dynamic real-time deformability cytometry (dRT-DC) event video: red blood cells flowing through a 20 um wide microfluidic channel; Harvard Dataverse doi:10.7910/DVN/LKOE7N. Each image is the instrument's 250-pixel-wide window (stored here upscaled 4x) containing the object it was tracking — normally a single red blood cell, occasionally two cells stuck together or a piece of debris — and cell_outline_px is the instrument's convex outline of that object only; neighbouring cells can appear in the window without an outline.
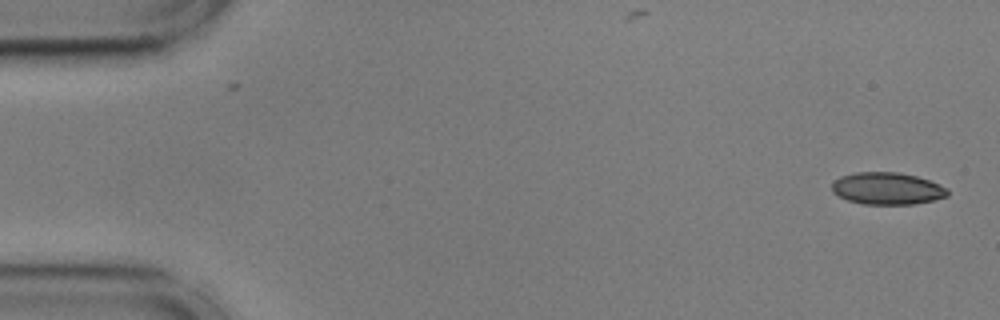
{"species": "common noctule bat (a hibernating species)", "species_latin": "Nyctalus noctula", "temperature_condition": "cold", "stored_images_in_passage": 54, "camera_frame_rate_fps": 3000, "um_per_image_px": 0.085, "animal": {"sex": "male", "body_mass_g": 17.9, "forearm_length_mm": 54.2}, "frame": {"image": 1, "passage_image": 1, "time_ms": 0.0, "image_size_px": [1000, 320], "cell_outline_px": [[948, 196], [932, 200], [912, 204], [860, 204], [848, 200], [832, 192], [832, 184], [840, 176], [856, 172], [896, 172], [916, 176], [940, 184], [948, 188]], "centroid_in_image_um": [75.41, 16.02], "position_along_channel_um": 9.6, "area_um2": 21.56}}
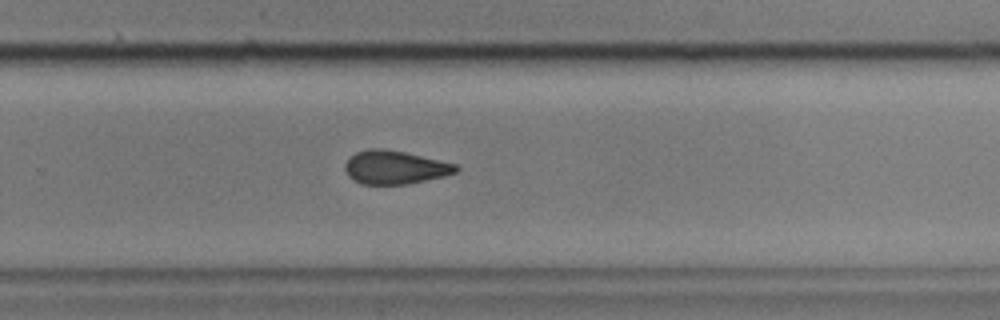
{"frame": {"image": 2, "passage_image": 35, "time_ms": 11.333, "image_size_px": [1000, 320], "cell_outline_px": [[460, 168], [456, 172], [444, 176], [408, 184], [360, 184], [352, 180], [348, 176], [344, 168], [344, 164], [356, 152], [368, 148], [380, 148], [404, 152], [456, 164]], "centroid_in_image_um": [33.54, 14.23], "position_along_channel_um": 296.3, "area_um2": 21.56}}
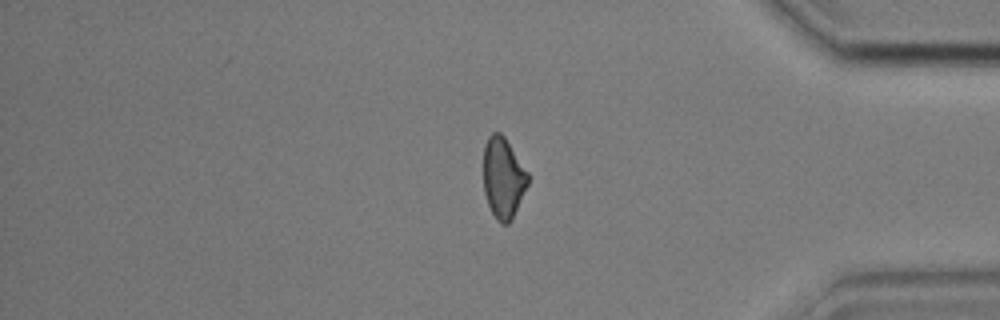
{"frame": {"image": 3, "passage_image": 45, "time_ms": 14.667, "image_size_px": [1000, 320], "cell_outline_px": [[528, 184], [512, 220], [508, 224], [500, 224], [496, 220], [488, 204], [484, 192], [484, 144], [488, 136], [492, 132], [500, 132], [504, 136], [528, 172]], "centroid_in_image_um": [42.77, 15.13], "position_along_channel_um": 392.4, "area_um2": 20.98}, "authors_computed_cell_mechanics": {"area_um2": 22.1952, "velocity_mm_per_s": 3.6208, "shape_relaxation_time_tau1_ms": 6.7565, "shape_relaxation_time_tau2_ms": 2.9537, "deformation_change_tau1": 0.113, "deformation_change_tau2": 0.0835}}